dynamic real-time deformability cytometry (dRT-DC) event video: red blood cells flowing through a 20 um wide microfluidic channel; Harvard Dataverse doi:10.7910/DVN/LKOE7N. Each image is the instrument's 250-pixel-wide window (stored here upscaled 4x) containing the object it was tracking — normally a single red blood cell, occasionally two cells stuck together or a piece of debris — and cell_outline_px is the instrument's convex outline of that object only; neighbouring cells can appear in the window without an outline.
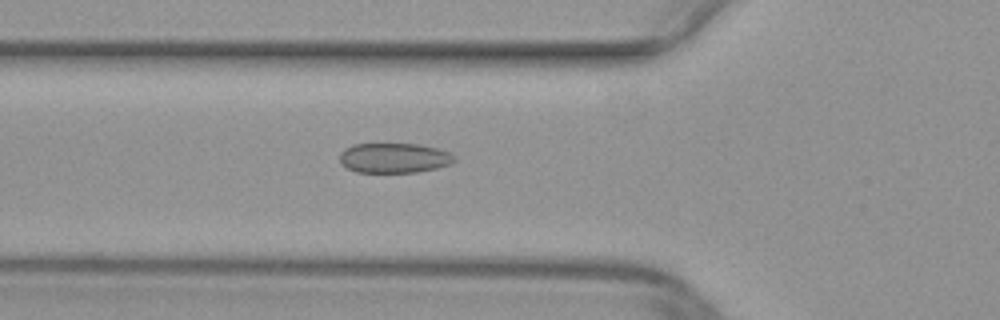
{"species": "common noctule bat (a hibernating species)", "species_latin": "Nyctalus noctula", "temperature_condition": "warm", "stored_images_in_passage": 35, "camera_frame_rate_fps": 3000, "um_per_image_px": 0.085, "animal": {"sex": "female", "body_mass_g": 29.2, "forearm_length_mm": 56.3}, "frame": {"image": 1, "passage_image": 3, "time_ms": 0.667, "image_size_px": [1000, 320], "cell_outline_px": [[456, 160], [452, 164], [436, 168], [416, 172], [356, 172], [340, 164], [340, 152], [344, 148], [352, 144], [420, 144], [436, 148], [448, 152], [456, 156]], "centroid_in_image_um": [33.49, 13.42], "position_along_channel_um": 92.3, "area_um2": 20.11}}
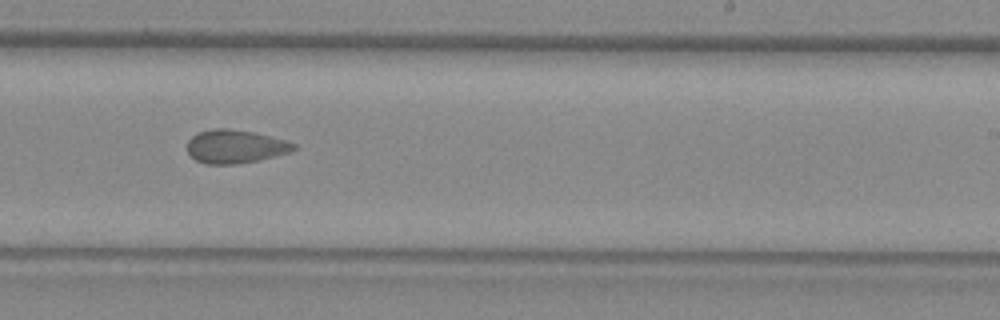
{"frame": {"image": 2, "passage_image": 16, "time_ms": 5.0, "image_size_px": [1000, 320], "cell_outline_px": [[296, 148], [288, 152], [256, 160], [236, 164], [208, 164], [196, 160], [188, 152], [188, 140], [192, 136], [200, 132], [212, 128], [228, 128], [252, 132], [284, 140], [296, 144]], "centroid_in_image_um": [19.95, 12.44], "position_along_channel_um": 269.0, "area_um2": 20.29}}
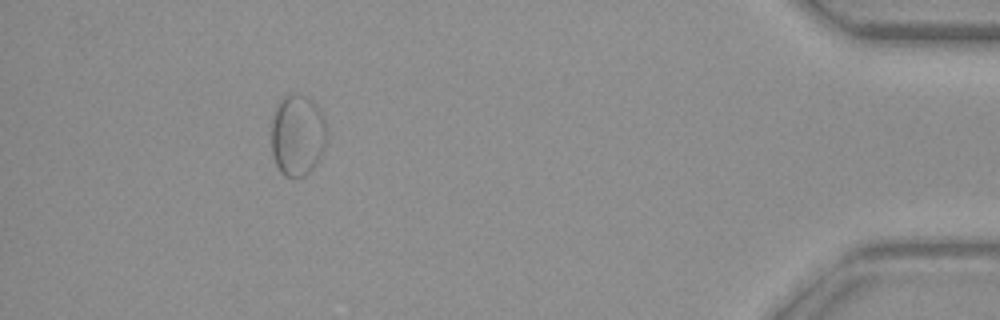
{"frame": {"image": 3, "passage_image": 31, "time_ms": 10.0, "image_size_px": [1000, 320], "cell_outline_px": [[328, 132], [324, 148], [320, 160], [304, 176], [292, 180], [284, 176], [280, 172], [276, 164], [272, 152], [272, 120], [276, 104], [284, 96], [292, 92], [304, 96], [312, 100], [324, 116]], "centroid_in_image_um": [25.3, 11.51], "position_along_channel_um": 409.9, "area_um2": 26.88}}